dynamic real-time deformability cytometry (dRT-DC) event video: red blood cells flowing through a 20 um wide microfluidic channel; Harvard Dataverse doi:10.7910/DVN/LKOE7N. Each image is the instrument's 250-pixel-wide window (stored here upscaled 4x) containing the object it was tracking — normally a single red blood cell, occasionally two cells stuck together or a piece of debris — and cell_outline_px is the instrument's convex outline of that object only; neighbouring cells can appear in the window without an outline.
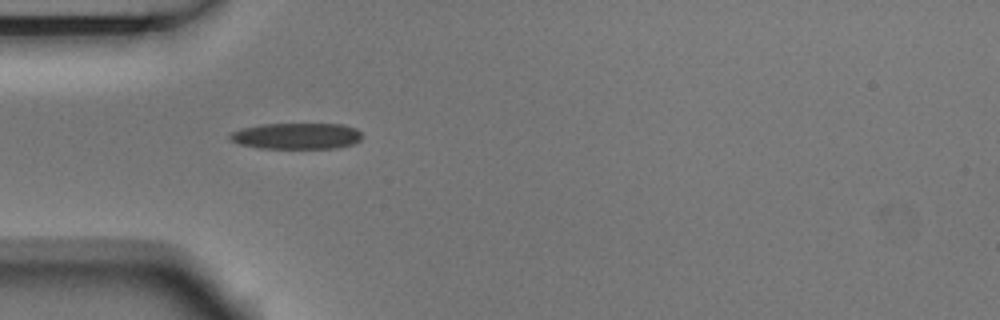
{"species": "Egyptian fruit bat (a non-hibernating species)", "species_latin": "Rousettus aegyptiacus", "temperature_condition": "room temperature", "stored_images_in_passage": 10, "camera_frame_rate_fps": 3000, "um_per_image_px": 0.085, "animal": {"sex": "male"}, "frame": {"image": 1, "passage_image": 1, "time_ms": 0.0, "image_size_px": [1000, 320], "cell_outline_px": [[364, 136], [360, 140], [352, 144], [336, 148], [260, 148], [240, 144], [228, 140], [228, 136], [232, 132], [240, 128], [260, 124], [344, 124], [356, 128]], "centroid_in_image_um": [25.2, 11.55], "position_along_channel_um": 59.8, "area_um2": 20.35}}
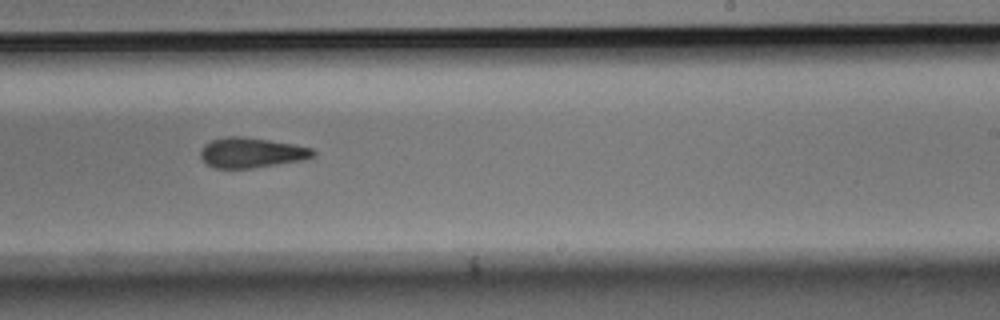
{"frame": {"image": 2, "passage_image": 6, "time_ms": 1.667, "image_size_px": [1000, 320], "cell_outline_px": [[316, 152], [312, 156], [304, 160], [252, 168], [212, 168], [204, 164], [200, 156], [200, 152], [204, 144], [212, 140], [228, 136], [244, 136], [292, 144], [312, 148]], "centroid_in_image_um": [21.32, 12.98], "position_along_channel_um": 267.7, "area_um2": 19.83}}
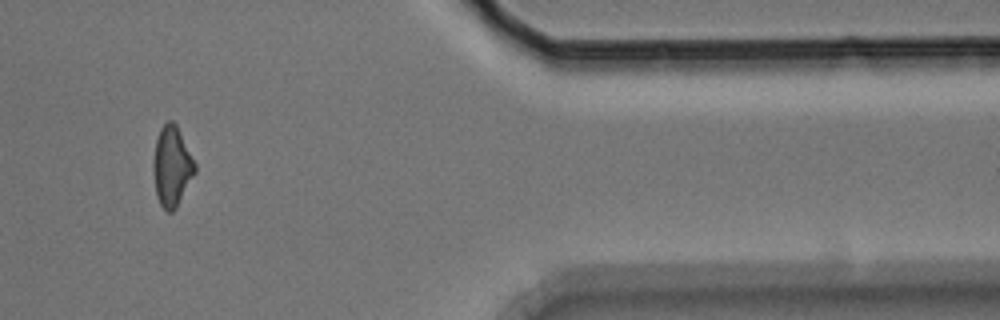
{"frame": {"image": 3, "passage_image": 9, "time_ms": 2.667, "image_size_px": [1000, 320], "cell_outline_px": [[196, 172], [176, 208], [172, 212], [168, 212], [160, 204], [156, 192], [152, 168], [152, 164], [156, 140], [160, 128], [168, 120], [172, 120], [176, 124], [196, 164]], "centroid_in_image_um": [14.6, 14.13], "position_along_channel_um": 396.8, "area_um2": 19.36}}